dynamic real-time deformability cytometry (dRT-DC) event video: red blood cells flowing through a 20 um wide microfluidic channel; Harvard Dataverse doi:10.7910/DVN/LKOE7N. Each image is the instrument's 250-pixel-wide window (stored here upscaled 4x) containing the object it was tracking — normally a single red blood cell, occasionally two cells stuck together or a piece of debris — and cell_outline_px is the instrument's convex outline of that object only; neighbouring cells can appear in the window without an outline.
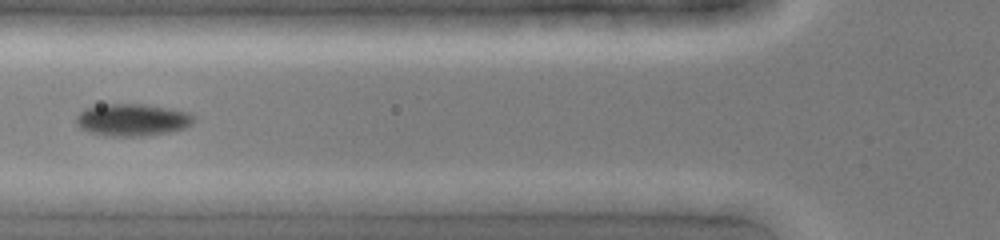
{"species": "common noctule bat (a hibernating species)", "species_latin": "Nyctalus noctula", "temperature_condition": "cold", "stored_images_in_passage": 6, "camera_frame_rate_fps": 3000, "um_per_image_px": 0.085, "animal": {"sex": "female", "body_mass_g": 19.0, "forearm_length_mm": 51.5}, "frame": {"image": 1, "passage_image": 5, "time_ms": 1.333, "image_size_px": [1000, 240], "cell_outline_px": [[196, 120], [192, 124], [184, 128], [168, 132], [140, 136], [112, 136], [92, 132], [80, 128], [76, 124], [76, 116], [84, 108], [104, 104], [144, 104], [168, 108], [188, 112], [196, 116]], "centroid_in_image_um": [11.27, 10.17], "position_along_channel_um": 114.5, "area_um2": 22.02}}